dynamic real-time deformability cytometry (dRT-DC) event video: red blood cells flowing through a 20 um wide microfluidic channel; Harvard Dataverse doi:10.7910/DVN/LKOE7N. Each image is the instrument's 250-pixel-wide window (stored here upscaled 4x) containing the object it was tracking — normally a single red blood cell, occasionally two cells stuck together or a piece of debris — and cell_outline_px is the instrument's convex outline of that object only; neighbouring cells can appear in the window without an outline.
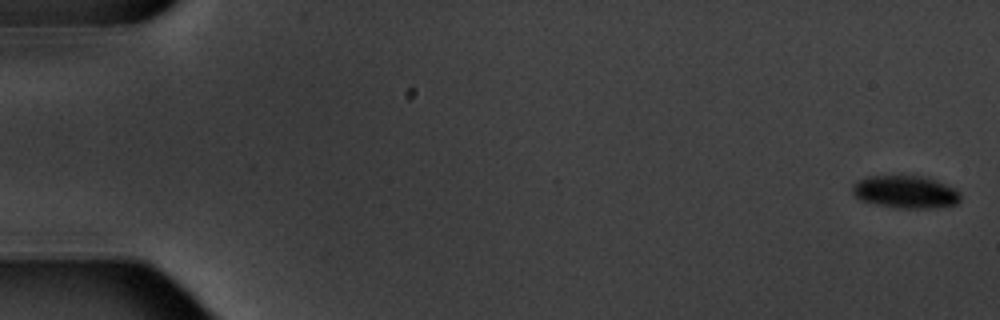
{"species": "common noctule bat (a hibernating species)", "species_latin": "Nyctalus noctula", "temperature_condition": "warm", "stored_images_in_passage": 7, "camera_frame_rate_fps": 3000, "um_per_image_px": 0.085, "animal": {"sex": "male", "body_mass_g": 20.1, "forearm_length_mm": 53.5}, "frame": {"image": 1, "passage_image": 1, "time_ms": 0.0, "image_size_px": [1000, 320], "cell_outline_px": [[960, 200], [956, 204], [932, 208], [892, 208], [860, 200], [852, 192], [852, 184], [868, 176], [924, 176], [936, 180], [960, 192]], "centroid_in_image_um": [76.95, 16.32], "position_along_channel_um": 8.1, "area_um2": 20.46}}
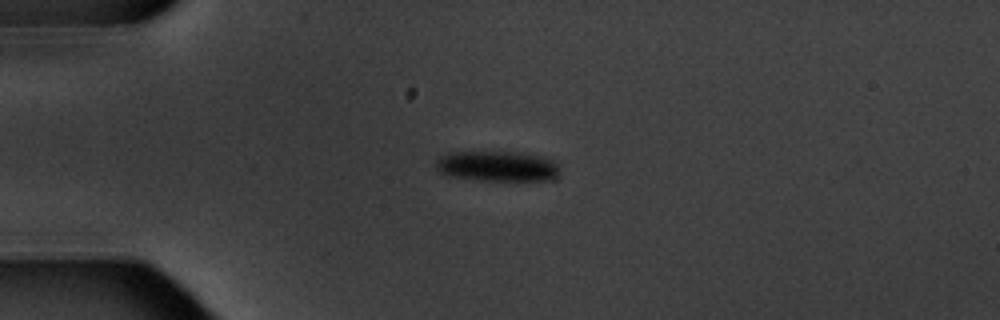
{"frame": {"image": 2, "passage_image": 5, "time_ms": 4.667, "image_size_px": [1000, 320], "cell_outline_px": [[560, 172], [552, 180], [480, 180], [448, 176], [440, 172], [436, 168], [436, 160], [440, 156], [448, 152], [516, 152], [544, 156], [552, 160], [560, 168]], "centroid_in_image_um": [42.27, 14.12], "position_along_channel_um": 42.7, "area_um2": 22.02}}
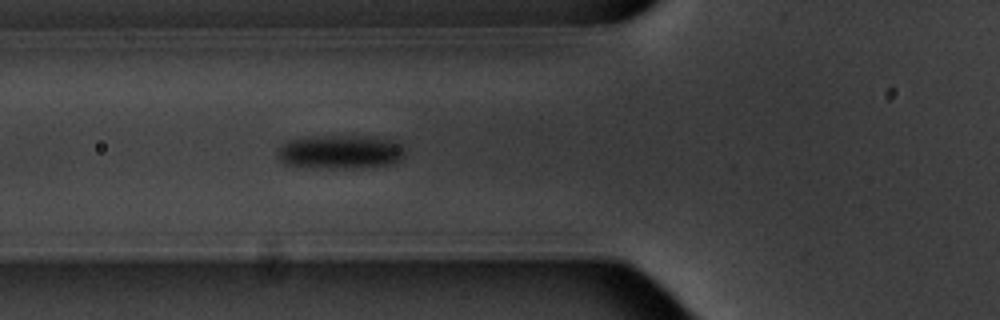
{"frame": {"image": 3, "passage_image": 7, "time_ms": 7.0, "image_size_px": [1000, 320], "cell_outline_px": [[404, 156], [400, 160], [388, 164], [348, 168], [328, 168], [284, 164], [276, 156], [276, 152], [288, 140], [324, 136], [360, 136], [392, 140], [400, 144], [404, 148]], "centroid_in_image_um": [28.91, 12.91], "position_along_channel_um": 96.9, "area_um2": 24.62}}